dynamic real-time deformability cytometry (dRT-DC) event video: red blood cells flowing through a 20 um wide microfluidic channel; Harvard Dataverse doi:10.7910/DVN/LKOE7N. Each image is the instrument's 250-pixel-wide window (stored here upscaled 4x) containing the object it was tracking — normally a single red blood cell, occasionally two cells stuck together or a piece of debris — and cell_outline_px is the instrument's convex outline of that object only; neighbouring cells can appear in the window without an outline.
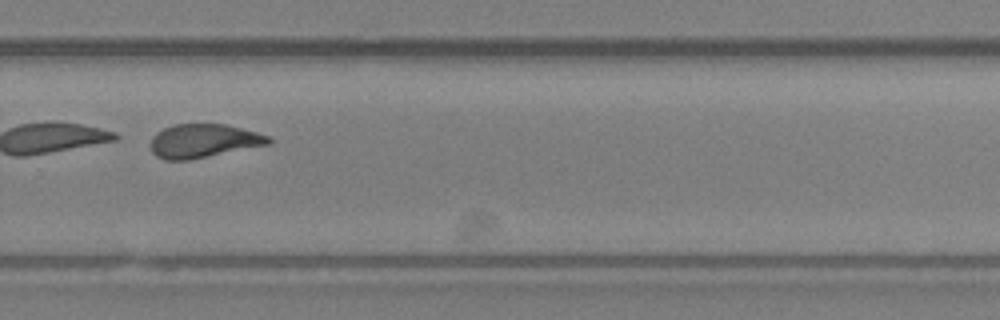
{"species": "Egyptian fruit bat (a non-hibernating species)", "species_latin": "Rousettus aegyptiacus", "temperature_condition": "room temperature", "stored_images_in_passage": 24, "camera_frame_rate_fps": 3000, "um_per_image_px": 0.085, "animal": {"sex": "female"}, "frame": {"image": 1, "passage_image": 17, "time_ms": 5.333, "image_size_px": [1000, 320], "cell_outline_px": [[272, 144], [188, 160], [164, 160], [156, 156], [152, 152], [152, 136], [156, 132], [164, 128], [176, 124], [224, 124], [256, 132], [268, 136], [272, 140]], "centroid_in_image_um": [17.3, 11.98], "position_along_channel_um": 312.5, "area_um2": 23.06}}